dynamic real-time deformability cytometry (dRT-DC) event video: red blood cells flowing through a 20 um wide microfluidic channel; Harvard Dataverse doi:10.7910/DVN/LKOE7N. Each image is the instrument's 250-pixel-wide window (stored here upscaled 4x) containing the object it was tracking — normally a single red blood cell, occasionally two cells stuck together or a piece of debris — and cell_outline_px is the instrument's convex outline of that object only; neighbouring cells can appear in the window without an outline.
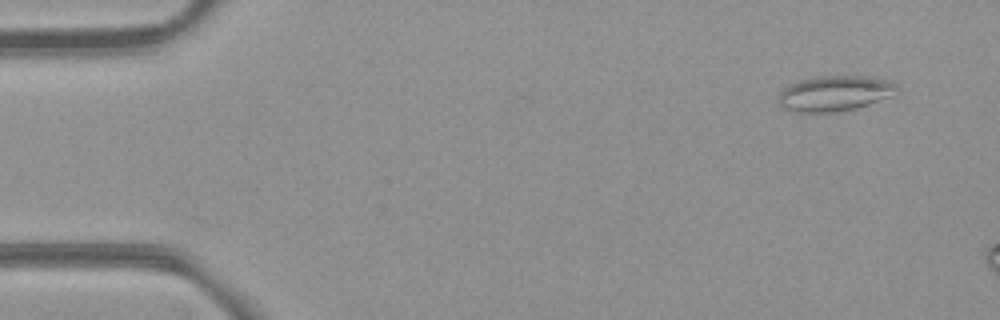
{"species": "common noctule bat (a hibernating species)", "species_latin": "Nyctalus noctula", "temperature_condition": "room temperature", "stored_images_in_passage": 9, "camera_frame_rate_fps": 3000, "um_per_image_px": 0.085, "animal": {"sex": "female", "body_mass_g": 21.9}, "frame": {"image": 1, "passage_image": 2, "time_ms": 0.333, "image_size_px": [1000, 320], "cell_outline_px": [[900, 92], [868, 104], [856, 108], [832, 112], [796, 112], [784, 108], [780, 104], [780, 92], [788, 84], [800, 80], [816, 76], [864, 76], [884, 80], [896, 84], [900, 88]], "centroid_in_image_um": [70.95, 7.93], "position_along_channel_um": 14.0, "area_um2": 24.22}}